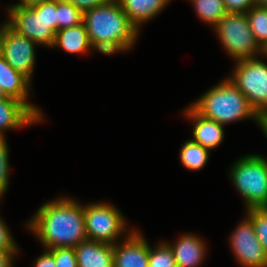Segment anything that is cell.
<instances>
[{
  "mask_svg": "<svg viewBox=\"0 0 267 267\" xmlns=\"http://www.w3.org/2000/svg\"><path fill=\"white\" fill-rule=\"evenodd\" d=\"M27 225L46 250L74 248L88 240L84 206L70 197L59 196L43 204Z\"/></svg>",
  "mask_w": 267,
  "mask_h": 267,
  "instance_id": "obj_1",
  "label": "cell"
},
{
  "mask_svg": "<svg viewBox=\"0 0 267 267\" xmlns=\"http://www.w3.org/2000/svg\"><path fill=\"white\" fill-rule=\"evenodd\" d=\"M190 106L201 116L222 125L246 118H252L258 124L259 120L246 96L230 78L213 86Z\"/></svg>",
  "mask_w": 267,
  "mask_h": 267,
  "instance_id": "obj_2",
  "label": "cell"
},
{
  "mask_svg": "<svg viewBox=\"0 0 267 267\" xmlns=\"http://www.w3.org/2000/svg\"><path fill=\"white\" fill-rule=\"evenodd\" d=\"M83 23L90 42L113 40L132 48L140 30L129 20L118 0H108L105 4L83 12Z\"/></svg>",
  "mask_w": 267,
  "mask_h": 267,
  "instance_id": "obj_3",
  "label": "cell"
},
{
  "mask_svg": "<svg viewBox=\"0 0 267 267\" xmlns=\"http://www.w3.org/2000/svg\"><path fill=\"white\" fill-rule=\"evenodd\" d=\"M10 27L37 45L53 47L57 32V2L48 1L31 7L11 5L7 9Z\"/></svg>",
  "mask_w": 267,
  "mask_h": 267,
  "instance_id": "obj_4",
  "label": "cell"
},
{
  "mask_svg": "<svg viewBox=\"0 0 267 267\" xmlns=\"http://www.w3.org/2000/svg\"><path fill=\"white\" fill-rule=\"evenodd\" d=\"M230 179L244 198L246 208L267 205V159L258 155H245L230 168Z\"/></svg>",
  "mask_w": 267,
  "mask_h": 267,
  "instance_id": "obj_5",
  "label": "cell"
},
{
  "mask_svg": "<svg viewBox=\"0 0 267 267\" xmlns=\"http://www.w3.org/2000/svg\"><path fill=\"white\" fill-rule=\"evenodd\" d=\"M223 47L235 61L262 55L249 27L246 13H227L214 27ZM259 53V54H258Z\"/></svg>",
  "mask_w": 267,
  "mask_h": 267,
  "instance_id": "obj_6",
  "label": "cell"
},
{
  "mask_svg": "<svg viewBox=\"0 0 267 267\" xmlns=\"http://www.w3.org/2000/svg\"><path fill=\"white\" fill-rule=\"evenodd\" d=\"M260 116L267 113V64L255 58L237 60L229 77Z\"/></svg>",
  "mask_w": 267,
  "mask_h": 267,
  "instance_id": "obj_7",
  "label": "cell"
},
{
  "mask_svg": "<svg viewBox=\"0 0 267 267\" xmlns=\"http://www.w3.org/2000/svg\"><path fill=\"white\" fill-rule=\"evenodd\" d=\"M85 229L88 240L103 243H117L116 239L124 234L126 219L118 208L109 203L84 205Z\"/></svg>",
  "mask_w": 267,
  "mask_h": 267,
  "instance_id": "obj_8",
  "label": "cell"
},
{
  "mask_svg": "<svg viewBox=\"0 0 267 267\" xmlns=\"http://www.w3.org/2000/svg\"><path fill=\"white\" fill-rule=\"evenodd\" d=\"M236 260L243 267H267V255L256 237L252 219L247 215L229 239Z\"/></svg>",
  "mask_w": 267,
  "mask_h": 267,
  "instance_id": "obj_9",
  "label": "cell"
},
{
  "mask_svg": "<svg viewBox=\"0 0 267 267\" xmlns=\"http://www.w3.org/2000/svg\"><path fill=\"white\" fill-rule=\"evenodd\" d=\"M35 45L31 39L18 34L10 26L6 29L3 57L16 71L30 81L35 65Z\"/></svg>",
  "mask_w": 267,
  "mask_h": 267,
  "instance_id": "obj_10",
  "label": "cell"
},
{
  "mask_svg": "<svg viewBox=\"0 0 267 267\" xmlns=\"http://www.w3.org/2000/svg\"><path fill=\"white\" fill-rule=\"evenodd\" d=\"M149 244L138 230L128 231L126 239L114 245L113 267H148Z\"/></svg>",
  "mask_w": 267,
  "mask_h": 267,
  "instance_id": "obj_11",
  "label": "cell"
},
{
  "mask_svg": "<svg viewBox=\"0 0 267 267\" xmlns=\"http://www.w3.org/2000/svg\"><path fill=\"white\" fill-rule=\"evenodd\" d=\"M31 81L22 73L12 68L0 55V86L4 94L23 102L40 120H42L41 110L27 102Z\"/></svg>",
  "mask_w": 267,
  "mask_h": 267,
  "instance_id": "obj_12",
  "label": "cell"
},
{
  "mask_svg": "<svg viewBox=\"0 0 267 267\" xmlns=\"http://www.w3.org/2000/svg\"><path fill=\"white\" fill-rule=\"evenodd\" d=\"M37 122L40 119L23 102L8 96L0 98V136L5 137L7 129H18Z\"/></svg>",
  "mask_w": 267,
  "mask_h": 267,
  "instance_id": "obj_13",
  "label": "cell"
},
{
  "mask_svg": "<svg viewBox=\"0 0 267 267\" xmlns=\"http://www.w3.org/2000/svg\"><path fill=\"white\" fill-rule=\"evenodd\" d=\"M183 114L194 122L192 133L194 142L209 150H213L221 144L225 133L224 125L201 116L191 106Z\"/></svg>",
  "mask_w": 267,
  "mask_h": 267,
  "instance_id": "obj_14",
  "label": "cell"
},
{
  "mask_svg": "<svg viewBox=\"0 0 267 267\" xmlns=\"http://www.w3.org/2000/svg\"><path fill=\"white\" fill-rule=\"evenodd\" d=\"M78 267H113L114 245L86 240L74 247Z\"/></svg>",
  "mask_w": 267,
  "mask_h": 267,
  "instance_id": "obj_15",
  "label": "cell"
},
{
  "mask_svg": "<svg viewBox=\"0 0 267 267\" xmlns=\"http://www.w3.org/2000/svg\"><path fill=\"white\" fill-rule=\"evenodd\" d=\"M168 244L173 250L177 267H198L206 256L203 241L193 233L184 234L174 244Z\"/></svg>",
  "mask_w": 267,
  "mask_h": 267,
  "instance_id": "obj_16",
  "label": "cell"
},
{
  "mask_svg": "<svg viewBox=\"0 0 267 267\" xmlns=\"http://www.w3.org/2000/svg\"><path fill=\"white\" fill-rule=\"evenodd\" d=\"M129 20L140 29L142 23L153 19L170 0H118Z\"/></svg>",
  "mask_w": 267,
  "mask_h": 267,
  "instance_id": "obj_17",
  "label": "cell"
},
{
  "mask_svg": "<svg viewBox=\"0 0 267 267\" xmlns=\"http://www.w3.org/2000/svg\"><path fill=\"white\" fill-rule=\"evenodd\" d=\"M54 47H61L68 53H85L91 49L84 23L58 30L55 34Z\"/></svg>",
  "mask_w": 267,
  "mask_h": 267,
  "instance_id": "obj_18",
  "label": "cell"
},
{
  "mask_svg": "<svg viewBox=\"0 0 267 267\" xmlns=\"http://www.w3.org/2000/svg\"><path fill=\"white\" fill-rule=\"evenodd\" d=\"M210 151L192 139L188 140L179 153L181 163L188 170L198 171L207 164Z\"/></svg>",
  "mask_w": 267,
  "mask_h": 267,
  "instance_id": "obj_19",
  "label": "cell"
},
{
  "mask_svg": "<svg viewBox=\"0 0 267 267\" xmlns=\"http://www.w3.org/2000/svg\"><path fill=\"white\" fill-rule=\"evenodd\" d=\"M190 2L195 6L197 16L213 27L228 13L224 0H191Z\"/></svg>",
  "mask_w": 267,
  "mask_h": 267,
  "instance_id": "obj_20",
  "label": "cell"
},
{
  "mask_svg": "<svg viewBox=\"0 0 267 267\" xmlns=\"http://www.w3.org/2000/svg\"><path fill=\"white\" fill-rule=\"evenodd\" d=\"M246 14L253 36L262 48L267 43V6H253Z\"/></svg>",
  "mask_w": 267,
  "mask_h": 267,
  "instance_id": "obj_21",
  "label": "cell"
},
{
  "mask_svg": "<svg viewBox=\"0 0 267 267\" xmlns=\"http://www.w3.org/2000/svg\"><path fill=\"white\" fill-rule=\"evenodd\" d=\"M83 23V11L71 2H57V31Z\"/></svg>",
  "mask_w": 267,
  "mask_h": 267,
  "instance_id": "obj_22",
  "label": "cell"
},
{
  "mask_svg": "<svg viewBox=\"0 0 267 267\" xmlns=\"http://www.w3.org/2000/svg\"><path fill=\"white\" fill-rule=\"evenodd\" d=\"M148 267H177L172 248L167 242H161L151 248L149 245Z\"/></svg>",
  "mask_w": 267,
  "mask_h": 267,
  "instance_id": "obj_23",
  "label": "cell"
},
{
  "mask_svg": "<svg viewBox=\"0 0 267 267\" xmlns=\"http://www.w3.org/2000/svg\"><path fill=\"white\" fill-rule=\"evenodd\" d=\"M246 210L247 215L252 219L256 237L262 244L267 255V208L256 207Z\"/></svg>",
  "mask_w": 267,
  "mask_h": 267,
  "instance_id": "obj_24",
  "label": "cell"
},
{
  "mask_svg": "<svg viewBox=\"0 0 267 267\" xmlns=\"http://www.w3.org/2000/svg\"><path fill=\"white\" fill-rule=\"evenodd\" d=\"M8 145L4 136H0V199L9 186V157Z\"/></svg>",
  "mask_w": 267,
  "mask_h": 267,
  "instance_id": "obj_25",
  "label": "cell"
},
{
  "mask_svg": "<svg viewBox=\"0 0 267 267\" xmlns=\"http://www.w3.org/2000/svg\"><path fill=\"white\" fill-rule=\"evenodd\" d=\"M48 251L54 256L56 267H78L74 248H53Z\"/></svg>",
  "mask_w": 267,
  "mask_h": 267,
  "instance_id": "obj_26",
  "label": "cell"
},
{
  "mask_svg": "<svg viewBox=\"0 0 267 267\" xmlns=\"http://www.w3.org/2000/svg\"><path fill=\"white\" fill-rule=\"evenodd\" d=\"M91 49L98 50L102 54L105 55H110L115 52L119 51H127L129 50L122 42L119 41H113V40H98V41H93L91 43Z\"/></svg>",
  "mask_w": 267,
  "mask_h": 267,
  "instance_id": "obj_27",
  "label": "cell"
},
{
  "mask_svg": "<svg viewBox=\"0 0 267 267\" xmlns=\"http://www.w3.org/2000/svg\"><path fill=\"white\" fill-rule=\"evenodd\" d=\"M0 250H19L8 226L0 216Z\"/></svg>",
  "mask_w": 267,
  "mask_h": 267,
  "instance_id": "obj_28",
  "label": "cell"
},
{
  "mask_svg": "<svg viewBox=\"0 0 267 267\" xmlns=\"http://www.w3.org/2000/svg\"><path fill=\"white\" fill-rule=\"evenodd\" d=\"M225 9L228 13H246L254 6L253 0H224Z\"/></svg>",
  "mask_w": 267,
  "mask_h": 267,
  "instance_id": "obj_29",
  "label": "cell"
},
{
  "mask_svg": "<svg viewBox=\"0 0 267 267\" xmlns=\"http://www.w3.org/2000/svg\"><path fill=\"white\" fill-rule=\"evenodd\" d=\"M107 1L108 0H71L70 2L84 12L88 9L101 6L105 4Z\"/></svg>",
  "mask_w": 267,
  "mask_h": 267,
  "instance_id": "obj_30",
  "label": "cell"
},
{
  "mask_svg": "<svg viewBox=\"0 0 267 267\" xmlns=\"http://www.w3.org/2000/svg\"><path fill=\"white\" fill-rule=\"evenodd\" d=\"M35 267H56L54 256L46 250L35 262Z\"/></svg>",
  "mask_w": 267,
  "mask_h": 267,
  "instance_id": "obj_31",
  "label": "cell"
},
{
  "mask_svg": "<svg viewBox=\"0 0 267 267\" xmlns=\"http://www.w3.org/2000/svg\"><path fill=\"white\" fill-rule=\"evenodd\" d=\"M18 250H0V267H13V257Z\"/></svg>",
  "mask_w": 267,
  "mask_h": 267,
  "instance_id": "obj_32",
  "label": "cell"
},
{
  "mask_svg": "<svg viewBox=\"0 0 267 267\" xmlns=\"http://www.w3.org/2000/svg\"><path fill=\"white\" fill-rule=\"evenodd\" d=\"M8 20L0 26V55H3V47H4V40H5V34L6 29L9 27Z\"/></svg>",
  "mask_w": 267,
  "mask_h": 267,
  "instance_id": "obj_33",
  "label": "cell"
},
{
  "mask_svg": "<svg viewBox=\"0 0 267 267\" xmlns=\"http://www.w3.org/2000/svg\"><path fill=\"white\" fill-rule=\"evenodd\" d=\"M20 1H21L20 3L13 4V5H20V6H23V7H31V6H34L36 4L43 3V2H48V1H51V0H20Z\"/></svg>",
  "mask_w": 267,
  "mask_h": 267,
  "instance_id": "obj_34",
  "label": "cell"
},
{
  "mask_svg": "<svg viewBox=\"0 0 267 267\" xmlns=\"http://www.w3.org/2000/svg\"><path fill=\"white\" fill-rule=\"evenodd\" d=\"M258 125L267 137V113L259 116Z\"/></svg>",
  "mask_w": 267,
  "mask_h": 267,
  "instance_id": "obj_35",
  "label": "cell"
},
{
  "mask_svg": "<svg viewBox=\"0 0 267 267\" xmlns=\"http://www.w3.org/2000/svg\"><path fill=\"white\" fill-rule=\"evenodd\" d=\"M254 6H267V0H253Z\"/></svg>",
  "mask_w": 267,
  "mask_h": 267,
  "instance_id": "obj_36",
  "label": "cell"
},
{
  "mask_svg": "<svg viewBox=\"0 0 267 267\" xmlns=\"http://www.w3.org/2000/svg\"><path fill=\"white\" fill-rule=\"evenodd\" d=\"M262 54L267 57V43L262 47Z\"/></svg>",
  "mask_w": 267,
  "mask_h": 267,
  "instance_id": "obj_37",
  "label": "cell"
},
{
  "mask_svg": "<svg viewBox=\"0 0 267 267\" xmlns=\"http://www.w3.org/2000/svg\"><path fill=\"white\" fill-rule=\"evenodd\" d=\"M4 97H7V96L4 94L0 86V98H4Z\"/></svg>",
  "mask_w": 267,
  "mask_h": 267,
  "instance_id": "obj_38",
  "label": "cell"
},
{
  "mask_svg": "<svg viewBox=\"0 0 267 267\" xmlns=\"http://www.w3.org/2000/svg\"><path fill=\"white\" fill-rule=\"evenodd\" d=\"M51 1H55V2H70L71 0H51Z\"/></svg>",
  "mask_w": 267,
  "mask_h": 267,
  "instance_id": "obj_39",
  "label": "cell"
}]
</instances>
